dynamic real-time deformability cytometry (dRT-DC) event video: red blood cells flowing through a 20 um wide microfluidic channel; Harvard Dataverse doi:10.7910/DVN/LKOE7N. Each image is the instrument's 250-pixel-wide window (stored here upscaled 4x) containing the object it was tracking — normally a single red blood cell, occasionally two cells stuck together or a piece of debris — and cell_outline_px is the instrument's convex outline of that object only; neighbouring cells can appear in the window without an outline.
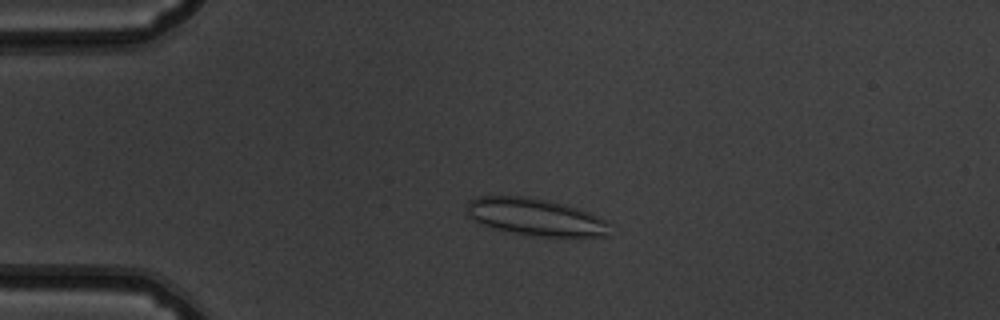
{"species": "common noctule bat (a hibernating species)", "species_latin": "Nyctalus noctula", "temperature_condition": "warm", "stored_images_in_passage": 53, "camera_frame_rate_fps": 3000, "um_per_image_px": 0.085, "animal": {"sex": "male", "body_mass_g": 19.5, "forearm_length_mm": 54.6}, "frame": {"image": 1, "passage_image": 13, "time_ms": 4.0, "image_size_px": [1000, 320], "cell_outline_px": [[612, 224], [608, 236], [532, 236], [492, 228], [468, 216], [468, 200], [476, 196], [524, 196], [548, 200], [564, 204], [588, 212], [608, 220]], "centroid_in_image_um": [45.55, 18.44], "position_along_channel_um": 39.4, "area_um2": 30.98}}
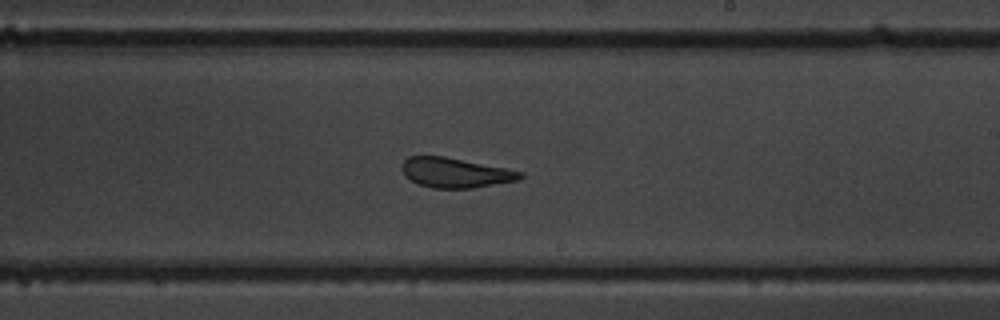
{"frame": {"image": 2, "passage_image": 32, "time_ms": 10.333, "image_size_px": [1000, 320], "cell_outline_px": [[524, 176], [516, 180], [472, 188], [432, 188], [416, 184], [404, 176], [400, 168], [400, 164], [408, 156], [444, 156], [524, 172]], "centroid_in_image_um": [38.61, 14.68], "position_along_channel_um": 250.4, "area_um2": 20.58}}
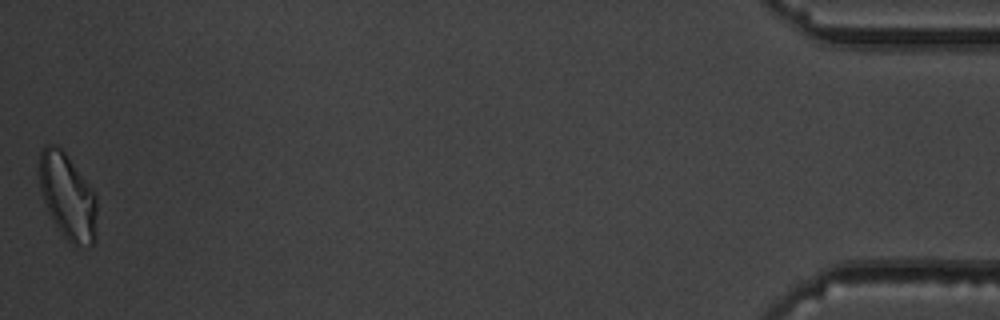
{"frame": {"image": 3, "passage_image": 53, "time_ms": 17.333, "image_size_px": [1000, 320], "cell_outline_px": [[96, 240], [92, 244], [76, 248], [64, 236], [56, 224], [44, 200], [40, 188], [36, 172], [40, 152], [44, 144], [56, 144], [64, 152], [96, 192]], "centroid_in_image_um": [5.74, 16.67], "position_along_channel_um": 429.5, "area_um2": 29.13}, "authors_computed_cell_mechanics": {"area_um2": 23.987, "velocity_mm_per_s": 3.857, "shape_relaxation_time_tau1_ms": null, "shape_relaxation_time_tau2_ms": 1.0739, "deformation_change_tau1": null, "deformation_change_tau2": 0.0924}}